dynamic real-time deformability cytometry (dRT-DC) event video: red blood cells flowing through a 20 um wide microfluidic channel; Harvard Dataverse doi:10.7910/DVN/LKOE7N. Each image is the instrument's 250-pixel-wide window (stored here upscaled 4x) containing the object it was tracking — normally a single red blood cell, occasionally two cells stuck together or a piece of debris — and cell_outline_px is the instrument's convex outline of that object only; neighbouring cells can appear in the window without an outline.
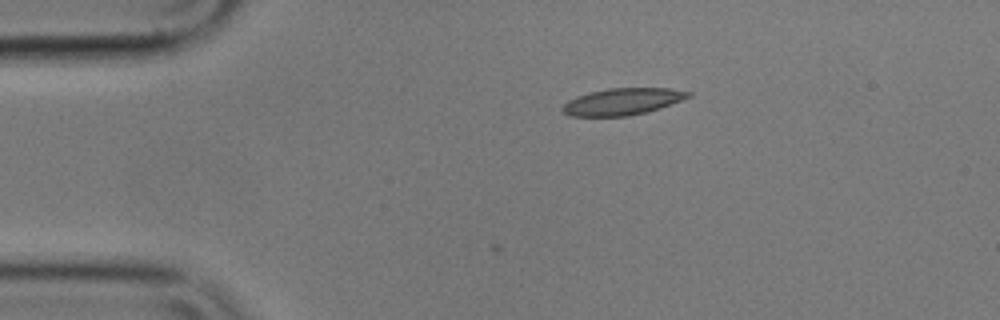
{"species": "common noctule bat (a hibernating species)", "species_latin": "Nyctalus noctula", "temperature_condition": "cold", "stored_images_in_passage": 4, "camera_frame_rate_fps": 3000, "um_per_image_px": 0.085, "animal": {"sex": "male", "body_mass_g": 17.9}, "frame": {"image": 1, "passage_image": 1, "time_ms": 0.0, "image_size_px": [1000, 320], "cell_outline_px": [[692, 96], [660, 108], [628, 116], [572, 116], [564, 112], [560, 108], [568, 100], [576, 96], [588, 92], [608, 88], [668, 88], [692, 92]], "centroid_in_image_um": [52.9, 8.62], "position_along_channel_um": 32.1, "area_um2": 19.59}}